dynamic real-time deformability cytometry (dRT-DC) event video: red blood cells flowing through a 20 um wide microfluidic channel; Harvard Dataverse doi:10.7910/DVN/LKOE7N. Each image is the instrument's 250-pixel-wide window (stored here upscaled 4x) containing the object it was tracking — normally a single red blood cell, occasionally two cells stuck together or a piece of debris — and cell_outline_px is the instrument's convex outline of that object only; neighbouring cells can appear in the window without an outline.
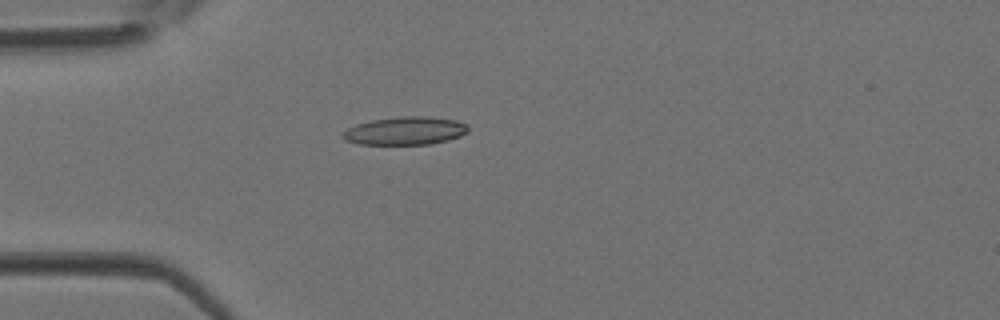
{"species": "Egyptian fruit bat (a non-hibernating species)", "species_latin": "Rousettus aegyptiacus", "temperature_condition": "room temperature", "stored_images_in_passage": 1, "camera_frame_rate_fps": 3000, "um_per_image_px": 0.085, "animal": {"sex": "female"}, "frame": {"image": 1, "passage_image": 1, "time_ms": 0.0, "image_size_px": [1000, 320], "cell_outline_px": [[468, 132], [460, 136], [448, 140], [428, 144], [360, 144], [344, 140], [340, 136], [340, 132], [356, 124], [372, 120], [400, 116], [428, 116], [456, 120], [468, 124]], "centroid_in_image_um": [34.42, 11.11], "position_along_channel_um": 50.6, "area_um2": 20.69}}